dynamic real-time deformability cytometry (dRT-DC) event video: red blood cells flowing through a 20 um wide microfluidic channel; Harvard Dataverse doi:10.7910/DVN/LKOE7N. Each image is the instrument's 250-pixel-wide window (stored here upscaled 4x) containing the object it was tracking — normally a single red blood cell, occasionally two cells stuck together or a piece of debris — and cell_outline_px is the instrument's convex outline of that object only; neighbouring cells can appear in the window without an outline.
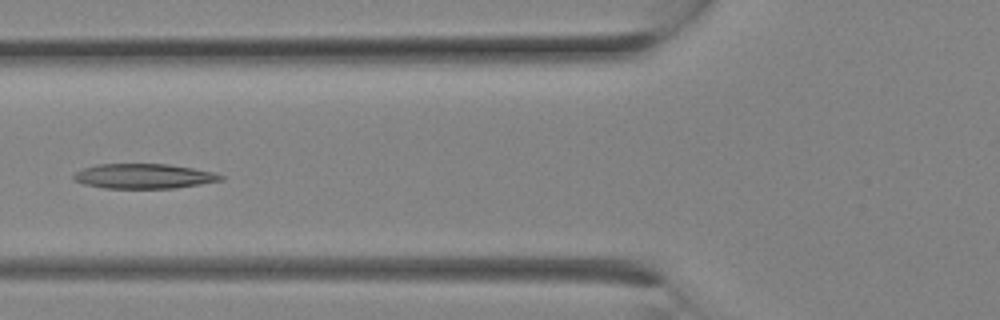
{"species": "Egyptian fruit bat (a non-hibernating species)", "species_latin": "Rousettus aegyptiacus", "temperature_condition": "room temperature", "stored_images_in_passage": 10, "camera_frame_rate_fps": 3000, "um_per_image_px": 0.085, "animal": {"sex": "female"}, "frame": {"image": 1, "passage_image": 9, "time_ms": 2.667, "image_size_px": [1000, 320], "cell_outline_px": [[224, 180], [200, 184], [172, 188], [104, 188], [84, 184], [72, 180], [72, 176], [76, 172], [84, 168], [96, 164], [168, 164], [192, 168], [212, 172], [224, 176]], "centroid_in_image_um": [12.19, 14.97], "position_along_channel_um": 113.6, "area_um2": 21.21}}